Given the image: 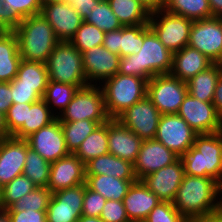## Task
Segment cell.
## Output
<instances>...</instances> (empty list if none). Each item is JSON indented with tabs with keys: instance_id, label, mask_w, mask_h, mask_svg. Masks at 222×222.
<instances>
[{
	"instance_id": "1",
	"label": "cell",
	"mask_w": 222,
	"mask_h": 222,
	"mask_svg": "<svg viewBox=\"0 0 222 222\" xmlns=\"http://www.w3.org/2000/svg\"><path fill=\"white\" fill-rule=\"evenodd\" d=\"M173 53L167 49L147 25L143 29V45L137 54L120 57L118 73L150 80L156 75L170 74Z\"/></svg>"
},
{
	"instance_id": "2",
	"label": "cell",
	"mask_w": 222,
	"mask_h": 222,
	"mask_svg": "<svg viewBox=\"0 0 222 222\" xmlns=\"http://www.w3.org/2000/svg\"><path fill=\"white\" fill-rule=\"evenodd\" d=\"M221 192L222 186L214 179L185 174L172 203L188 220L216 212Z\"/></svg>"
},
{
	"instance_id": "3",
	"label": "cell",
	"mask_w": 222,
	"mask_h": 222,
	"mask_svg": "<svg viewBox=\"0 0 222 222\" xmlns=\"http://www.w3.org/2000/svg\"><path fill=\"white\" fill-rule=\"evenodd\" d=\"M179 158L186 175L210 177L222 186L221 130L212 134H198L193 146Z\"/></svg>"
},
{
	"instance_id": "4",
	"label": "cell",
	"mask_w": 222,
	"mask_h": 222,
	"mask_svg": "<svg viewBox=\"0 0 222 222\" xmlns=\"http://www.w3.org/2000/svg\"><path fill=\"white\" fill-rule=\"evenodd\" d=\"M13 32L17 36L19 53L25 61L46 64L60 42L52 26L41 14L20 20Z\"/></svg>"
},
{
	"instance_id": "5",
	"label": "cell",
	"mask_w": 222,
	"mask_h": 222,
	"mask_svg": "<svg viewBox=\"0 0 222 222\" xmlns=\"http://www.w3.org/2000/svg\"><path fill=\"white\" fill-rule=\"evenodd\" d=\"M148 80L132 75L115 76L105 80L103 90L105 108L110 119H117L129 107L147 96Z\"/></svg>"
},
{
	"instance_id": "6",
	"label": "cell",
	"mask_w": 222,
	"mask_h": 222,
	"mask_svg": "<svg viewBox=\"0 0 222 222\" xmlns=\"http://www.w3.org/2000/svg\"><path fill=\"white\" fill-rule=\"evenodd\" d=\"M48 80L87 86L82 53L69 41H60L46 62Z\"/></svg>"
},
{
	"instance_id": "7",
	"label": "cell",
	"mask_w": 222,
	"mask_h": 222,
	"mask_svg": "<svg viewBox=\"0 0 222 222\" xmlns=\"http://www.w3.org/2000/svg\"><path fill=\"white\" fill-rule=\"evenodd\" d=\"M60 122L92 120L99 124L107 122L104 94L100 85H87L79 88L64 111L58 116Z\"/></svg>"
},
{
	"instance_id": "8",
	"label": "cell",
	"mask_w": 222,
	"mask_h": 222,
	"mask_svg": "<svg viewBox=\"0 0 222 222\" xmlns=\"http://www.w3.org/2000/svg\"><path fill=\"white\" fill-rule=\"evenodd\" d=\"M193 20L160 9L150 13L149 27L172 53L188 45Z\"/></svg>"
},
{
	"instance_id": "9",
	"label": "cell",
	"mask_w": 222,
	"mask_h": 222,
	"mask_svg": "<svg viewBox=\"0 0 222 222\" xmlns=\"http://www.w3.org/2000/svg\"><path fill=\"white\" fill-rule=\"evenodd\" d=\"M188 94L187 84L171 74H160L147 83V97L161 115L177 114Z\"/></svg>"
},
{
	"instance_id": "10",
	"label": "cell",
	"mask_w": 222,
	"mask_h": 222,
	"mask_svg": "<svg viewBox=\"0 0 222 222\" xmlns=\"http://www.w3.org/2000/svg\"><path fill=\"white\" fill-rule=\"evenodd\" d=\"M188 46L197 49L213 63L222 61V18L211 17L192 23Z\"/></svg>"
},
{
	"instance_id": "11",
	"label": "cell",
	"mask_w": 222,
	"mask_h": 222,
	"mask_svg": "<svg viewBox=\"0 0 222 222\" xmlns=\"http://www.w3.org/2000/svg\"><path fill=\"white\" fill-rule=\"evenodd\" d=\"M197 135L178 114H163L160 116L154 139L180 157L193 146Z\"/></svg>"
},
{
	"instance_id": "12",
	"label": "cell",
	"mask_w": 222,
	"mask_h": 222,
	"mask_svg": "<svg viewBox=\"0 0 222 222\" xmlns=\"http://www.w3.org/2000/svg\"><path fill=\"white\" fill-rule=\"evenodd\" d=\"M177 114L198 134L217 133L222 129V118L212 102L200 101L187 94Z\"/></svg>"
},
{
	"instance_id": "13",
	"label": "cell",
	"mask_w": 222,
	"mask_h": 222,
	"mask_svg": "<svg viewBox=\"0 0 222 222\" xmlns=\"http://www.w3.org/2000/svg\"><path fill=\"white\" fill-rule=\"evenodd\" d=\"M85 183L52 193L47 222H77L82 216Z\"/></svg>"
},
{
	"instance_id": "14",
	"label": "cell",
	"mask_w": 222,
	"mask_h": 222,
	"mask_svg": "<svg viewBox=\"0 0 222 222\" xmlns=\"http://www.w3.org/2000/svg\"><path fill=\"white\" fill-rule=\"evenodd\" d=\"M160 112L146 96L138 101L117 119L142 140L154 139L157 132Z\"/></svg>"
},
{
	"instance_id": "15",
	"label": "cell",
	"mask_w": 222,
	"mask_h": 222,
	"mask_svg": "<svg viewBox=\"0 0 222 222\" xmlns=\"http://www.w3.org/2000/svg\"><path fill=\"white\" fill-rule=\"evenodd\" d=\"M26 140L33 151L50 163L70 154L58 118L32 133Z\"/></svg>"
},
{
	"instance_id": "16",
	"label": "cell",
	"mask_w": 222,
	"mask_h": 222,
	"mask_svg": "<svg viewBox=\"0 0 222 222\" xmlns=\"http://www.w3.org/2000/svg\"><path fill=\"white\" fill-rule=\"evenodd\" d=\"M82 59L88 85H101L118 73L120 56L110 52L103 45L83 52Z\"/></svg>"
},
{
	"instance_id": "17",
	"label": "cell",
	"mask_w": 222,
	"mask_h": 222,
	"mask_svg": "<svg viewBox=\"0 0 222 222\" xmlns=\"http://www.w3.org/2000/svg\"><path fill=\"white\" fill-rule=\"evenodd\" d=\"M40 14L52 26L60 41H69L83 23L80 14L68 1L43 5Z\"/></svg>"
},
{
	"instance_id": "18",
	"label": "cell",
	"mask_w": 222,
	"mask_h": 222,
	"mask_svg": "<svg viewBox=\"0 0 222 222\" xmlns=\"http://www.w3.org/2000/svg\"><path fill=\"white\" fill-rule=\"evenodd\" d=\"M179 157L155 139L143 140L134 165L137 180L174 163Z\"/></svg>"
},
{
	"instance_id": "19",
	"label": "cell",
	"mask_w": 222,
	"mask_h": 222,
	"mask_svg": "<svg viewBox=\"0 0 222 222\" xmlns=\"http://www.w3.org/2000/svg\"><path fill=\"white\" fill-rule=\"evenodd\" d=\"M184 175V166L178 158L174 163L145 176L141 181L161 201L173 202Z\"/></svg>"
},
{
	"instance_id": "20",
	"label": "cell",
	"mask_w": 222,
	"mask_h": 222,
	"mask_svg": "<svg viewBox=\"0 0 222 222\" xmlns=\"http://www.w3.org/2000/svg\"><path fill=\"white\" fill-rule=\"evenodd\" d=\"M29 144L12 136L0 140V183L2 186L23 173Z\"/></svg>"
},
{
	"instance_id": "21",
	"label": "cell",
	"mask_w": 222,
	"mask_h": 222,
	"mask_svg": "<svg viewBox=\"0 0 222 222\" xmlns=\"http://www.w3.org/2000/svg\"><path fill=\"white\" fill-rule=\"evenodd\" d=\"M85 183V164L75 155H69L51 163L47 188L52 192Z\"/></svg>"
},
{
	"instance_id": "22",
	"label": "cell",
	"mask_w": 222,
	"mask_h": 222,
	"mask_svg": "<svg viewBox=\"0 0 222 222\" xmlns=\"http://www.w3.org/2000/svg\"><path fill=\"white\" fill-rule=\"evenodd\" d=\"M143 140L126 128L118 119L108 120L109 153L135 163Z\"/></svg>"
},
{
	"instance_id": "23",
	"label": "cell",
	"mask_w": 222,
	"mask_h": 222,
	"mask_svg": "<svg viewBox=\"0 0 222 222\" xmlns=\"http://www.w3.org/2000/svg\"><path fill=\"white\" fill-rule=\"evenodd\" d=\"M161 200L141 180L129 187L123 204L131 222H143Z\"/></svg>"
},
{
	"instance_id": "24",
	"label": "cell",
	"mask_w": 222,
	"mask_h": 222,
	"mask_svg": "<svg viewBox=\"0 0 222 222\" xmlns=\"http://www.w3.org/2000/svg\"><path fill=\"white\" fill-rule=\"evenodd\" d=\"M213 62L204 54L190 46L173 53L172 69L170 74L182 81L189 79L206 70Z\"/></svg>"
},
{
	"instance_id": "25",
	"label": "cell",
	"mask_w": 222,
	"mask_h": 222,
	"mask_svg": "<svg viewBox=\"0 0 222 222\" xmlns=\"http://www.w3.org/2000/svg\"><path fill=\"white\" fill-rule=\"evenodd\" d=\"M85 175H107L122 180H137L134 165L110 153L87 162L85 164Z\"/></svg>"
},
{
	"instance_id": "26",
	"label": "cell",
	"mask_w": 222,
	"mask_h": 222,
	"mask_svg": "<svg viewBox=\"0 0 222 222\" xmlns=\"http://www.w3.org/2000/svg\"><path fill=\"white\" fill-rule=\"evenodd\" d=\"M21 60L16 34L0 35V82H11L17 76Z\"/></svg>"
},
{
	"instance_id": "27",
	"label": "cell",
	"mask_w": 222,
	"mask_h": 222,
	"mask_svg": "<svg viewBox=\"0 0 222 222\" xmlns=\"http://www.w3.org/2000/svg\"><path fill=\"white\" fill-rule=\"evenodd\" d=\"M221 73L220 63H213L186 82L188 94L200 101L212 102Z\"/></svg>"
},
{
	"instance_id": "28",
	"label": "cell",
	"mask_w": 222,
	"mask_h": 222,
	"mask_svg": "<svg viewBox=\"0 0 222 222\" xmlns=\"http://www.w3.org/2000/svg\"><path fill=\"white\" fill-rule=\"evenodd\" d=\"M137 180H122L107 175H85L86 186L106 200L123 201L129 187Z\"/></svg>"
},
{
	"instance_id": "29",
	"label": "cell",
	"mask_w": 222,
	"mask_h": 222,
	"mask_svg": "<svg viewBox=\"0 0 222 222\" xmlns=\"http://www.w3.org/2000/svg\"><path fill=\"white\" fill-rule=\"evenodd\" d=\"M56 118L43 99L35 103H27L26 121L12 137L26 139L32 133L53 122Z\"/></svg>"
},
{
	"instance_id": "30",
	"label": "cell",
	"mask_w": 222,
	"mask_h": 222,
	"mask_svg": "<svg viewBox=\"0 0 222 222\" xmlns=\"http://www.w3.org/2000/svg\"><path fill=\"white\" fill-rule=\"evenodd\" d=\"M122 26L148 24L150 11L138 0H107Z\"/></svg>"
},
{
	"instance_id": "31",
	"label": "cell",
	"mask_w": 222,
	"mask_h": 222,
	"mask_svg": "<svg viewBox=\"0 0 222 222\" xmlns=\"http://www.w3.org/2000/svg\"><path fill=\"white\" fill-rule=\"evenodd\" d=\"M109 153L108 147V121L99 124L81 143L74 153L84 164L91 159Z\"/></svg>"
},
{
	"instance_id": "32",
	"label": "cell",
	"mask_w": 222,
	"mask_h": 222,
	"mask_svg": "<svg viewBox=\"0 0 222 222\" xmlns=\"http://www.w3.org/2000/svg\"><path fill=\"white\" fill-rule=\"evenodd\" d=\"M5 8L4 26L9 31H14L20 20L41 13L40 0H3Z\"/></svg>"
},
{
	"instance_id": "33",
	"label": "cell",
	"mask_w": 222,
	"mask_h": 222,
	"mask_svg": "<svg viewBox=\"0 0 222 222\" xmlns=\"http://www.w3.org/2000/svg\"><path fill=\"white\" fill-rule=\"evenodd\" d=\"M16 78L18 86L36 87V91L43 97L48 84V70L46 64L21 60Z\"/></svg>"
},
{
	"instance_id": "34",
	"label": "cell",
	"mask_w": 222,
	"mask_h": 222,
	"mask_svg": "<svg viewBox=\"0 0 222 222\" xmlns=\"http://www.w3.org/2000/svg\"><path fill=\"white\" fill-rule=\"evenodd\" d=\"M82 87L85 86H75L48 80L43 100L49 106L51 112L58 118L73 99L77 90Z\"/></svg>"
},
{
	"instance_id": "35",
	"label": "cell",
	"mask_w": 222,
	"mask_h": 222,
	"mask_svg": "<svg viewBox=\"0 0 222 222\" xmlns=\"http://www.w3.org/2000/svg\"><path fill=\"white\" fill-rule=\"evenodd\" d=\"M163 9L193 21L212 17L209 0H166Z\"/></svg>"
},
{
	"instance_id": "36",
	"label": "cell",
	"mask_w": 222,
	"mask_h": 222,
	"mask_svg": "<svg viewBox=\"0 0 222 222\" xmlns=\"http://www.w3.org/2000/svg\"><path fill=\"white\" fill-rule=\"evenodd\" d=\"M99 125L98 122L84 119L74 122H61L68 151L74 154L85 138Z\"/></svg>"
},
{
	"instance_id": "37",
	"label": "cell",
	"mask_w": 222,
	"mask_h": 222,
	"mask_svg": "<svg viewBox=\"0 0 222 222\" xmlns=\"http://www.w3.org/2000/svg\"><path fill=\"white\" fill-rule=\"evenodd\" d=\"M51 163L31 148L27 150L23 173L37 187H47Z\"/></svg>"
},
{
	"instance_id": "38",
	"label": "cell",
	"mask_w": 222,
	"mask_h": 222,
	"mask_svg": "<svg viewBox=\"0 0 222 222\" xmlns=\"http://www.w3.org/2000/svg\"><path fill=\"white\" fill-rule=\"evenodd\" d=\"M37 186L24 174L15 177L11 182L5 184L0 196V209L6 210L21 197L32 192Z\"/></svg>"
},
{
	"instance_id": "39",
	"label": "cell",
	"mask_w": 222,
	"mask_h": 222,
	"mask_svg": "<svg viewBox=\"0 0 222 222\" xmlns=\"http://www.w3.org/2000/svg\"><path fill=\"white\" fill-rule=\"evenodd\" d=\"M104 35L105 32L97 26L83 21L69 42L83 53L92 47L103 45Z\"/></svg>"
},
{
	"instance_id": "40",
	"label": "cell",
	"mask_w": 222,
	"mask_h": 222,
	"mask_svg": "<svg viewBox=\"0 0 222 222\" xmlns=\"http://www.w3.org/2000/svg\"><path fill=\"white\" fill-rule=\"evenodd\" d=\"M52 197V192L47 187H36L32 192L21 197L6 211H46Z\"/></svg>"
},
{
	"instance_id": "41",
	"label": "cell",
	"mask_w": 222,
	"mask_h": 222,
	"mask_svg": "<svg viewBox=\"0 0 222 222\" xmlns=\"http://www.w3.org/2000/svg\"><path fill=\"white\" fill-rule=\"evenodd\" d=\"M85 21L97 26L103 32H110L123 27L107 0H100Z\"/></svg>"
},
{
	"instance_id": "42",
	"label": "cell",
	"mask_w": 222,
	"mask_h": 222,
	"mask_svg": "<svg viewBox=\"0 0 222 222\" xmlns=\"http://www.w3.org/2000/svg\"><path fill=\"white\" fill-rule=\"evenodd\" d=\"M148 24L120 28V57L137 54L143 45V29Z\"/></svg>"
},
{
	"instance_id": "43",
	"label": "cell",
	"mask_w": 222,
	"mask_h": 222,
	"mask_svg": "<svg viewBox=\"0 0 222 222\" xmlns=\"http://www.w3.org/2000/svg\"><path fill=\"white\" fill-rule=\"evenodd\" d=\"M143 222H186V219L169 201H160Z\"/></svg>"
},
{
	"instance_id": "44",
	"label": "cell",
	"mask_w": 222,
	"mask_h": 222,
	"mask_svg": "<svg viewBox=\"0 0 222 222\" xmlns=\"http://www.w3.org/2000/svg\"><path fill=\"white\" fill-rule=\"evenodd\" d=\"M106 201L107 200L102 195L90 190L85 183L82 215L88 217H100Z\"/></svg>"
},
{
	"instance_id": "45",
	"label": "cell",
	"mask_w": 222,
	"mask_h": 222,
	"mask_svg": "<svg viewBox=\"0 0 222 222\" xmlns=\"http://www.w3.org/2000/svg\"><path fill=\"white\" fill-rule=\"evenodd\" d=\"M27 103L11 104L5 115L8 134L12 136L26 121Z\"/></svg>"
},
{
	"instance_id": "46",
	"label": "cell",
	"mask_w": 222,
	"mask_h": 222,
	"mask_svg": "<svg viewBox=\"0 0 222 222\" xmlns=\"http://www.w3.org/2000/svg\"><path fill=\"white\" fill-rule=\"evenodd\" d=\"M12 104L35 103L43 97L36 91V87L18 86V79L15 77L11 82Z\"/></svg>"
},
{
	"instance_id": "47",
	"label": "cell",
	"mask_w": 222,
	"mask_h": 222,
	"mask_svg": "<svg viewBox=\"0 0 222 222\" xmlns=\"http://www.w3.org/2000/svg\"><path fill=\"white\" fill-rule=\"evenodd\" d=\"M100 218L104 222H131L127 216L123 201L107 200Z\"/></svg>"
},
{
	"instance_id": "48",
	"label": "cell",
	"mask_w": 222,
	"mask_h": 222,
	"mask_svg": "<svg viewBox=\"0 0 222 222\" xmlns=\"http://www.w3.org/2000/svg\"><path fill=\"white\" fill-rule=\"evenodd\" d=\"M11 222H47L46 211H7Z\"/></svg>"
},
{
	"instance_id": "49",
	"label": "cell",
	"mask_w": 222,
	"mask_h": 222,
	"mask_svg": "<svg viewBox=\"0 0 222 222\" xmlns=\"http://www.w3.org/2000/svg\"><path fill=\"white\" fill-rule=\"evenodd\" d=\"M85 21L100 0H67Z\"/></svg>"
},
{
	"instance_id": "50",
	"label": "cell",
	"mask_w": 222,
	"mask_h": 222,
	"mask_svg": "<svg viewBox=\"0 0 222 222\" xmlns=\"http://www.w3.org/2000/svg\"><path fill=\"white\" fill-rule=\"evenodd\" d=\"M103 46L110 52L120 56V29L105 32Z\"/></svg>"
},
{
	"instance_id": "51",
	"label": "cell",
	"mask_w": 222,
	"mask_h": 222,
	"mask_svg": "<svg viewBox=\"0 0 222 222\" xmlns=\"http://www.w3.org/2000/svg\"><path fill=\"white\" fill-rule=\"evenodd\" d=\"M10 82H0V113L6 115L12 104Z\"/></svg>"
},
{
	"instance_id": "52",
	"label": "cell",
	"mask_w": 222,
	"mask_h": 222,
	"mask_svg": "<svg viewBox=\"0 0 222 222\" xmlns=\"http://www.w3.org/2000/svg\"><path fill=\"white\" fill-rule=\"evenodd\" d=\"M212 103L215 106L217 113L222 118V73L218 79Z\"/></svg>"
},
{
	"instance_id": "53",
	"label": "cell",
	"mask_w": 222,
	"mask_h": 222,
	"mask_svg": "<svg viewBox=\"0 0 222 222\" xmlns=\"http://www.w3.org/2000/svg\"><path fill=\"white\" fill-rule=\"evenodd\" d=\"M186 222H222V215L218 212L190 218Z\"/></svg>"
},
{
	"instance_id": "54",
	"label": "cell",
	"mask_w": 222,
	"mask_h": 222,
	"mask_svg": "<svg viewBox=\"0 0 222 222\" xmlns=\"http://www.w3.org/2000/svg\"><path fill=\"white\" fill-rule=\"evenodd\" d=\"M140 1L150 12H154L163 9L166 0H138Z\"/></svg>"
},
{
	"instance_id": "55",
	"label": "cell",
	"mask_w": 222,
	"mask_h": 222,
	"mask_svg": "<svg viewBox=\"0 0 222 222\" xmlns=\"http://www.w3.org/2000/svg\"><path fill=\"white\" fill-rule=\"evenodd\" d=\"M212 17L222 18V0H209Z\"/></svg>"
},
{
	"instance_id": "56",
	"label": "cell",
	"mask_w": 222,
	"mask_h": 222,
	"mask_svg": "<svg viewBox=\"0 0 222 222\" xmlns=\"http://www.w3.org/2000/svg\"><path fill=\"white\" fill-rule=\"evenodd\" d=\"M9 136L10 135L8 134L7 127L5 124V115L0 113V140Z\"/></svg>"
},
{
	"instance_id": "57",
	"label": "cell",
	"mask_w": 222,
	"mask_h": 222,
	"mask_svg": "<svg viewBox=\"0 0 222 222\" xmlns=\"http://www.w3.org/2000/svg\"><path fill=\"white\" fill-rule=\"evenodd\" d=\"M77 222H104L100 217H88L82 215Z\"/></svg>"
},
{
	"instance_id": "58",
	"label": "cell",
	"mask_w": 222,
	"mask_h": 222,
	"mask_svg": "<svg viewBox=\"0 0 222 222\" xmlns=\"http://www.w3.org/2000/svg\"><path fill=\"white\" fill-rule=\"evenodd\" d=\"M0 222H11L8 212L0 209Z\"/></svg>"
},
{
	"instance_id": "59",
	"label": "cell",
	"mask_w": 222,
	"mask_h": 222,
	"mask_svg": "<svg viewBox=\"0 0 222 222\" xmlns=\"http://www.w3.org/2000/svg\"><path fill=\"white\" fill-rule=\"evenodd\" d=\"M4 14H5V8L3 5V0H0V21L4 25Z\"/></svg>"
},
{
	"instance_id": "60",
	"label": "cell",
	"mask_w": 222,
	"mask_h": 222,
	"mask_svg": "<svg viewBox=\"0 0 222 222\" xmlns=\"http://www.w3.org/2000/svg\"><path fill=\"white\" fill-rule=\"evenodd\" d=\"M67 0H40L42 6L50 3H56V2H66Z\"/></svg>"
},
{
	"instance_id": "61",
	"label": "cell",
	"mask_w": 222,
	"mask_h": 222,
	"mask_svg": "<svg viewBox=\"0 0 222 222\" xmlns=\"http://www.w3.org/2000/svg\"><path fill=\"white\" fill-rule=\"evenodd\" d=\"M9 30L0 21V35L6 34Z\"/></svg>"
},
{
	"instance_id": "62",
	"label": "cell",
	"mask_w": 222,
	"mask_h": 222,
	"mask_svg": "<svg viewBox=\"0 0 222 222\" xmlns=\"http://www.w3.org/2000/svg\"><path fill=\"white\" fill-rule=\"evenodd\" d=\"M220 199H219V202H218V212L222 215V192H221V195H220Z\"/></svg>"
},
{
	"instance_id": "63",
	"label": "cell",
	"mask_w": 222,
	"mask_h": 222,
	"mask_svg": "<svg viewBox=\"0 0 222 222\" xmlns=\"http://www.w3.org/2000/svg\"><path fill=\"white\" fill-rule=\"evenodd\" d=\"M2 188H3V186H2V184L0 183V196H1Z\"/></svg>"
}]
</instances>
